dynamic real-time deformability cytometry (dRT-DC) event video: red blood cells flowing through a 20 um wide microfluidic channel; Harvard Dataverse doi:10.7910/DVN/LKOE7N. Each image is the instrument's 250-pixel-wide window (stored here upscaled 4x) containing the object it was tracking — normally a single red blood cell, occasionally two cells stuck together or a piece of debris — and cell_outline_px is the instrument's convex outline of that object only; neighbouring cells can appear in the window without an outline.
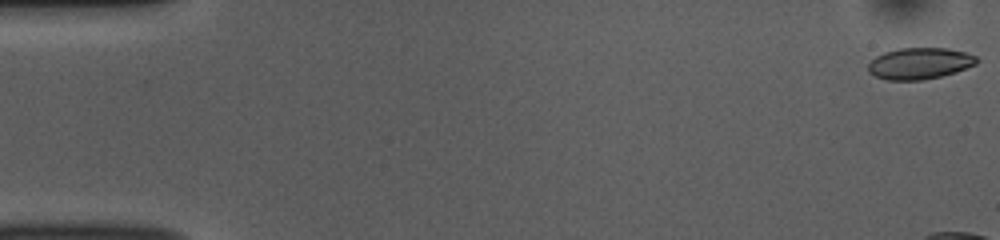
{"species": "common noctule bat (a hibernating species)", "species_latin": "Nyctalus noctula", "temperature_condition": "room temperature", "stored_images_in_passage": 11, "camera_frame_rate_fps": 3000, "um_per_image_px": 0.085, "animal": {"sex": "female", "body_mass_g": 10.0, "forearm_length_mm": 53.1}, "frame": {"image": 1, "passage_image": 1, "time_ms": 0.0, "image_size_px": [1000, 240], "cell_outline_px": [[980, 60], [976, 64], [956, 72], [924, 80], [888, 80], [876, 76], [868, 72], [868, 64], [876, 56], [884, 52], [900, 48], [948, 48], [964, 52], [976, 56]], "centroid_in_image_um": [78.18, 5.39], "position_along_channel_um": 6.8, "area_um2": 19.88}}